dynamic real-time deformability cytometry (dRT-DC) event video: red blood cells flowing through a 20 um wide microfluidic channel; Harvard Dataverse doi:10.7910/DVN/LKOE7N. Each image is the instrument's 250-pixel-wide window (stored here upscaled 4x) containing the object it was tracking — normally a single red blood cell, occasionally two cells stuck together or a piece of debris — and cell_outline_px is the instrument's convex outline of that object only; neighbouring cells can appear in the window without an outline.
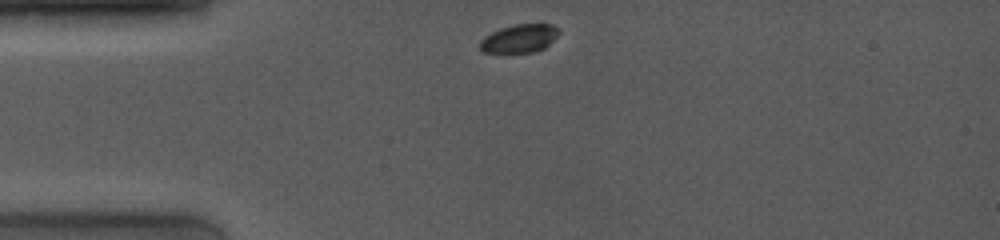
{"species": "common noctule bat (a hibernating species)", "species_latin": "Nyctalus noctula", "temperature_condition": "room temperature", "stored_images_in_passage": 18, "camera_frame_rate_fps": 4000, "um_per_image_px": 0.085, "animal": {"sex": "female", "body_mass_g": 19.0, "forearm_length_mm": 53.3}, "frame": {"image": 1, "passage_image": 1, "time_ms": 0.0, "image_size_px": [1000, 240], "cell_outline_px": [[560, 32], [544, 48], [536, 52], [484, 52], [480, 48], [480, 40], [484, 36], [500, 28], [516, 24], [552, 24], [560, 28]], "centroid_in_image_um": [44.16, 3.26], "position_along_channel_um": 40.8, "area_um2": 12.95}}
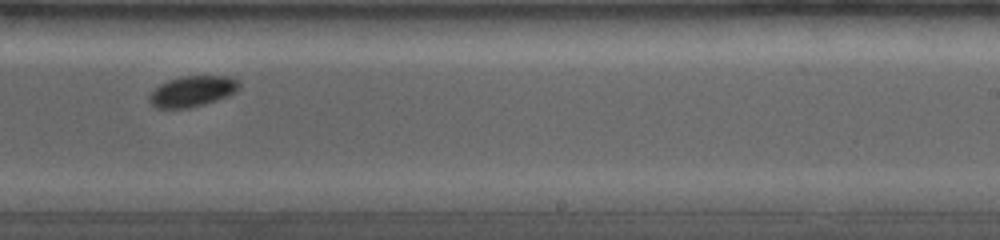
{"frame": {"image": 2, "passage_image": 11, "time_ms": 6.5, "image_size_px": [1000, 240], "cell_outline_px": [[240, 84], [236, 92], [228, 96], [204, 104], [188, 108], [156, 108], [148, 100], [148, 96], [160, 84], [168, 80], [180, 76], [228, 76], [236, 80]], "centroid_in_image_um": [16.34, 7.76], "position_along_channel_um": 272.7, "area_um2": 16.01}}
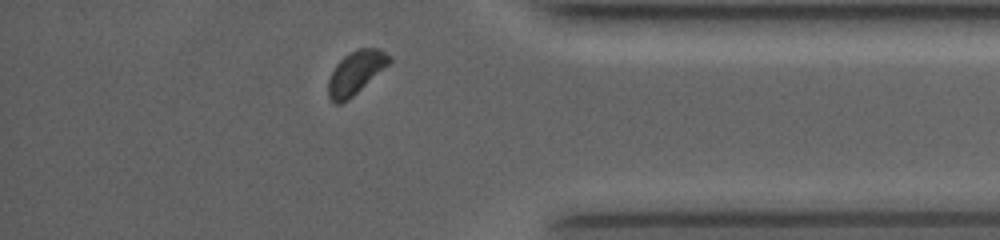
{"frame": {"image": 3, "passage_image": 17, "time_ms": 10.0, "image_size_px": [1000, 240], "cell_outline_px": [[392, 60], [388, 64], [348, 100], [340, 104], [336, 104], [328, 96], [328, 80], [336, 64], [344, 56], [360, 48], [376, 48], [392, 56]], "centroid_in_image_um": [30.22, 6.18], "position_along_channel_um": 405.0, "area_um2": 14.97}}